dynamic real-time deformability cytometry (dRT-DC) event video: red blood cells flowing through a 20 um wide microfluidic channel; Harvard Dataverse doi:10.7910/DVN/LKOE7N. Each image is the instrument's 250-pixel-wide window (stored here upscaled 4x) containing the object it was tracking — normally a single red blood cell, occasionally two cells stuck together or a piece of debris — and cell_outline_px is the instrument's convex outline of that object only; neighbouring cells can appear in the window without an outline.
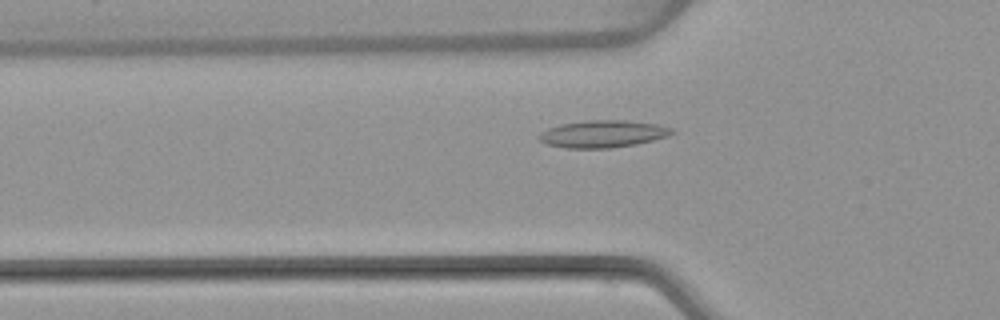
{"species": "common noctule bat (a hibernating species)", "species_latin": "Nyctalus noctula", "temperature_condition": "warm", "stored_images_in_passage": 51, "camera_frame_rate_fps": 3000, "um_per_image_px": 0.085, "animal": {"sex": "female", "body_mass_g": 22.7, "forearm_length_mm": 54.2}, "frame": {"image": 1, "passage_image": 16, "time_ms": 5.0, "image_size_px": [1000, 320], "cell_outline_px": [[676, 132], [668, 136], [636, 144], [612, 148], [564, 148], [548, 144], [540, 140], [536, 136], [540, 132], [548, 128], [560, 124], [588, 120], [628, 120], [656, 124], [672, 128]], "centroid_in_image_um": [51.23, 11.38], "position_along_channel_um": 74.6, "area_um2": 21.15}}
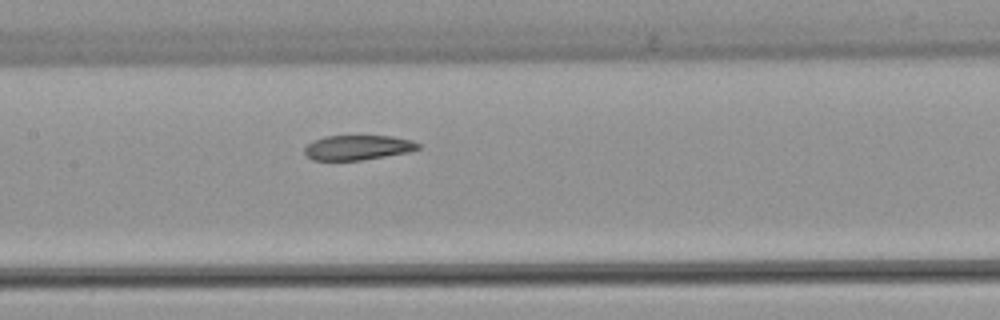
{"frame": {"image": 2, "passage_image": 24, "time_ms": 7.667, "image_size_px": [1000, 320], "cell_outline_px": [[420, 148], [408, 152], [360, 160], [312, 160], [304, 152], [304, 148], [312, 140], [324, 136], [392, 136], [412, 140], [420, 144]], "centroid_in_image_um": [30.39, 12.53], "position_along_channel_um": 177.0, "area_um2": 16.36}}
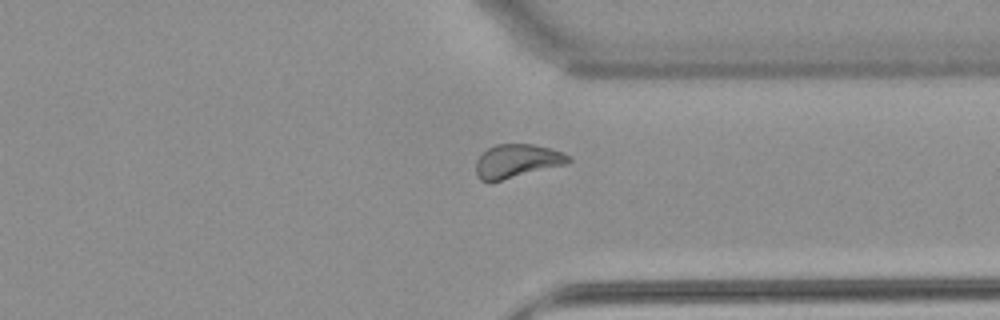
{"frame": {"image": 3, "passage_image": 39, "time_ms": 12.667, "image_size_px": [1000, 320], "cell_outline_px": [[572, 160], [568, 164], [488, 184], [480, 180], [476, 172], [476, 160], [488, 148], [496, 144], [532, 144], [564, 152]], "centroid_in_image_um": [43.94, 13.72], "position_along_channel_um": 367.5, "area_um2": 18.38}, "authors_computed_cell_mechanics": {"area_um2": 18.6116, "velocity_mm_per_s": 3.8172, "shape_relaxation_time_tau1_ms": null, "shape_relaxation_time_tau2_ms": 3.2413, "deformation_change_tau1": null, "deformation_change_tau2": 0.0941}}